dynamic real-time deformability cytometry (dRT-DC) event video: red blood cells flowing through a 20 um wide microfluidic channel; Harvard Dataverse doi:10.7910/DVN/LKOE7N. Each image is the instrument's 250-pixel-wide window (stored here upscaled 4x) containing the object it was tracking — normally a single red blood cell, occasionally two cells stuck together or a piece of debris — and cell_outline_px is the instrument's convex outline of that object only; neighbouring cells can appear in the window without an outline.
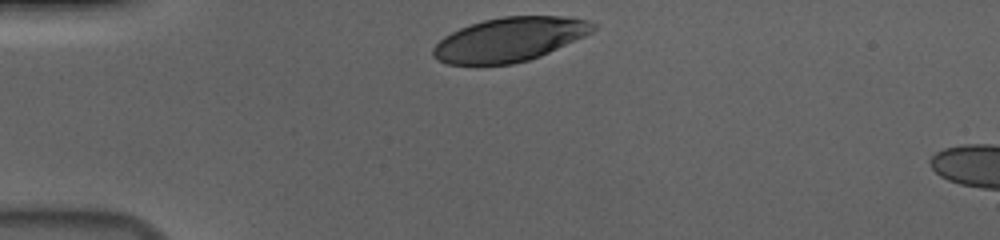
{"species": "human", "species_latin": "Homo sapiens", "temperature_condition": "cold", "stored_images_in_passage": 33, "camera_frame_rate_fps": 3000, "um_per_image_px": 0.085, "donor": {"sex": "male"}, "frame": {"image": 1, "passage_image": 1, "time_ms": 0.0, "image_size_px": [1000, 240], "cell_outline_px": [[596, 28], [592, 32], [584, 36], [540, 56], [528, 60], [512, 64], [448, 64], [432, 56], [432, 48], [444, 36], [460, 28], [484, 20], [504, 16], [564, 16], [588, 20], [596, 24]], "centroid_in_image_um": [43.32, 3.34], "position_along_channel_um": 41.7, "area_um2": 40.75}}
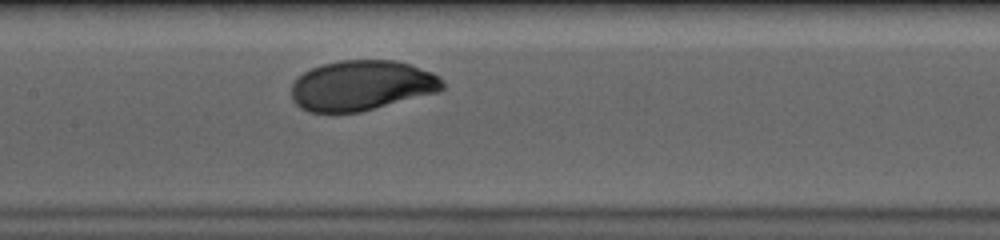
{"frame": {"image": 2, "passage_image": 15, "time_ms": 4.667, "image_size_px": [1000, 240], "cell_outline_px": [[444, 88], [436, 92], [360, 112], [308, 112], [300, 108], [292, 100], [292, 84], [304, 72], [312, 68], [324, 64], [340, 60], [396, 60], [412, 64], [432, 72], [440, 76], [444, 84]], "centroid_in_image_um": [30.75, 7.26], "position_along_channel_um": 176.7, "area_um2": 44.1}}
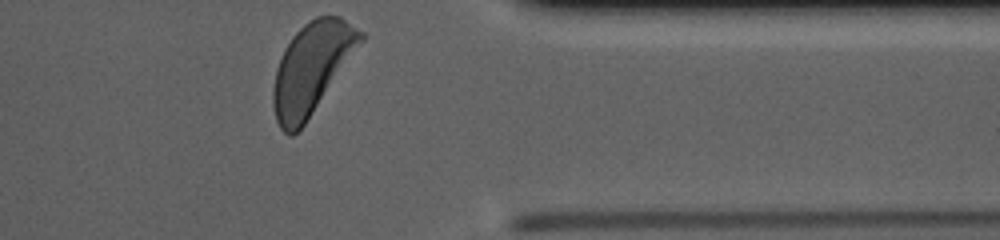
{"frame": {"image": 3, "passage_image": 33, "time_ms": 10.667, "image_size_px": [1000, 240], "cell_outline_px": [[368, 36], [304, 124], [292, 136], [288, 136], [280, 128], [276, 120], [272, 104], [272, 88], [276, 68], [292, 36], [304, 24], [316, 16], [340, 16], [364, 32]], "centroid_in_image_um": [26.52, 5.79], "position_along_channel_um": 384.9, "area_um2": 46.12}, "authors_computed_cell_mechanics": {"area_um2": 44.6794, "velocity_mm_per_s": 3.6422, "shape_relaxation_time_tau1_ms": 2.4831, "shape_relaxation_time_tau2_ms": null, "deformation_change_tau1": 0.1486, "deformation_change_tau2": null}}